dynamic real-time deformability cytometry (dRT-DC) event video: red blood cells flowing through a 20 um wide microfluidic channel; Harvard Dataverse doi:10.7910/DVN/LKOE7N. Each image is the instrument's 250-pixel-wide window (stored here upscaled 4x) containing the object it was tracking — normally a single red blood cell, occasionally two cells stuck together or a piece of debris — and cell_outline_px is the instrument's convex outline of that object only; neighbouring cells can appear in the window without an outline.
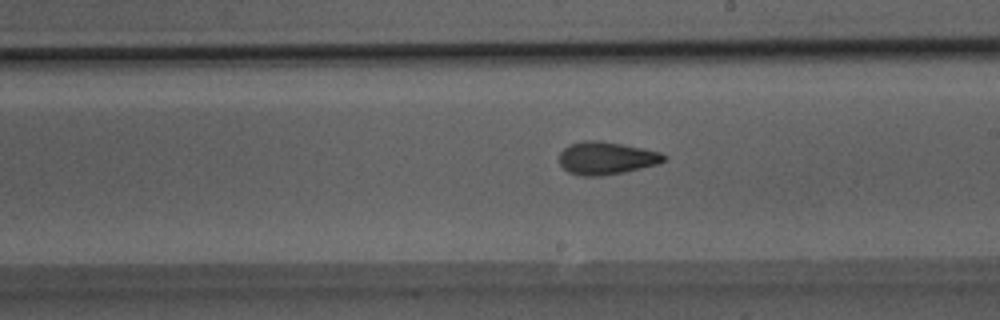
{"species": "Egyptian fruit bat (a non-hibernating species)", "species_latin": "Rousettus aegyptiacus", "temperature_condition": "room temperature", "stored_images_in_passage": 49, "camera_frame_rate_fps": 3000, "um_per_image_px": 0.085, "animal": {"sex": "male"}, "frame": {"image": 1, "passage_image": 28, "time_ms": 9.0, "image_size_px": [1000, 320], "cell_outline_px": [[668, 156], [664, 160], [656, 164], [624, 172], [600, 176], [580, 176], [568, 172], [560, 164], [560, 152], [568, 144], [584, 140], [600, 140], [660, 152]], "centroid_in_image_um": [51.49, 13.44], "position_along_channel_um": 237.5, "area_um2": 19.83}}
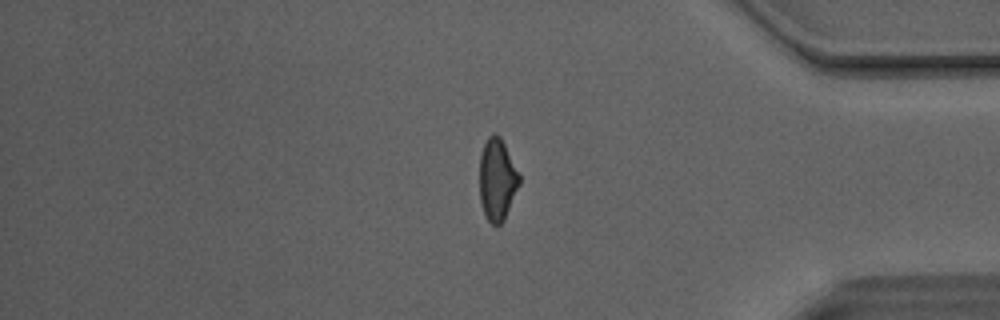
{"frame": {"image": 2, "passage_image": 41, "time_ms": 13.333, "image_size_px": [1000, 320], "cell_outline_px": [[520, 184], [504, 220], [500, 224], [492, 224], [488, 220], [484, 212], [480, 200], [480, 156], [484, 144], [488, 136], [492, 132], [496, 132], [500, 136], [520, 176]], "centroid_in_image_um": [42.26, 15.25], "position_along_channel_um": 392.9, "area_um2": 18.84}}
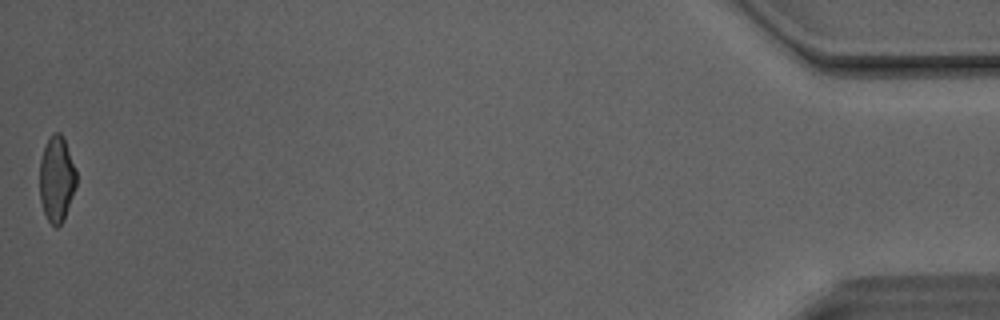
{"frame": {"image": 3, "passage_image": 49, "time_ms": 16.0, "image_size_px": [1000, 320], "cell_outline_px": [[76, 184], [64, 220], [56, 228], [48, 220], [44, 212], [40, 200], [40, 160], [44, 148], [48, 140], [56, 132], [60, 132], [64, 136], [76, 172]], "centroid_in_image_um": [4.81, 15.22], "position_along_channel_um": 430.4, "area_um2": 18.09}, "authors_computed_cell_mechanics": {"area_um2": 19.8254, "velocity_mm_per_s": 4.1564, "shape_relaxation_time_tau1_ms": 4.9796, "shape_relaxation_time_tau2_ms": 2.0718, "deformation_change_tau1": 0.1506, "deformation_change_tau2": 0.0819}}